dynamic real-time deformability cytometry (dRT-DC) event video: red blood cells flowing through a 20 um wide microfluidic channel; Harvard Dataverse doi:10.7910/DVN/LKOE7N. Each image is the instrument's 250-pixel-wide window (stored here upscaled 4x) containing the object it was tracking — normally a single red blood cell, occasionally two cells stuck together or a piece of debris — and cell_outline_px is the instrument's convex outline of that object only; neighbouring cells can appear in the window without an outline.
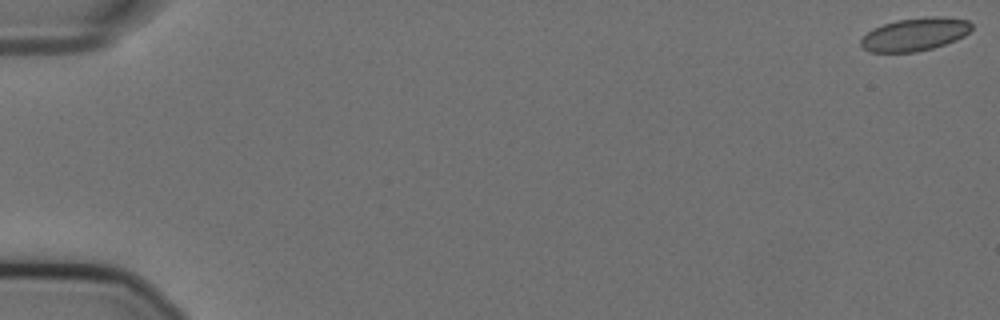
{"species": "Egyptian fruit bat (a non-hibernating species)", "species_latin": "Rousettus aegyptiacus", "temperature_condition": "cold", "stored_images_in_passage": 12, "camera_frame_rate_fps": 3000, "um_per_image_px": 0.085, "animal": {"sex": "female"}, "frame": {"image": 1, "passage_image": 1, "time_ms": 0.0, "image_size_px": [1000, 320], "cell_outline_px": [[972, 28], [964, 36], [956, 40], [932, 48], [916, 52], [872, 52], [864, 48], [860, 44], [860, 40], [872, 28], [896, 20], [932, 16], [936, 16], [968, 20], [972, 24]], "centroid_in_image_um": [77.77, 2.91], "position_along_channel_um": 7.2, "area_um2": 21.15}}